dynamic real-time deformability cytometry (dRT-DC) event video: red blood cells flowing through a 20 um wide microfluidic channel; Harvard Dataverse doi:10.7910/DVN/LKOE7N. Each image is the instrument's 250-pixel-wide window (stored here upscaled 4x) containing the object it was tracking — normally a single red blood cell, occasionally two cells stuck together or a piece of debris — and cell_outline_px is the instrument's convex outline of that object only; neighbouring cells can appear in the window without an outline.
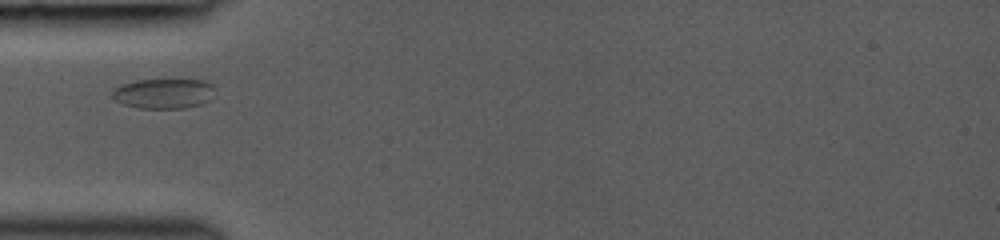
{"species": "common noctule bat (a hibernating species)", "species_latin": "Nyctalus noctula", "temperature_condition": "room temperature", "stored_images_in_passage": 7, "camera_frame_rate_fps": 3000, "um_per_image_px": 0.085, "animal": {"sex": "female", "body_mass_g": 19.0, "forearm_length_mm": 53.3}, "frame": {"image": 1, "passage_image": 1, "time_ms": 0.0, "image_size_px": [1000, 240], "cell_outline_px": [[216, 88], [212, 100], [204, 104], [184, 108], [140, 108], [124, 104], [116, 100], [112, 96], [112, 88], [120, 84], [136, 80], [204, 80], [212, 84]], "centroid_in_image_um": [13.96, 7.95], "position_along_channel_um": 71.0, "area_um2": 18.26}}
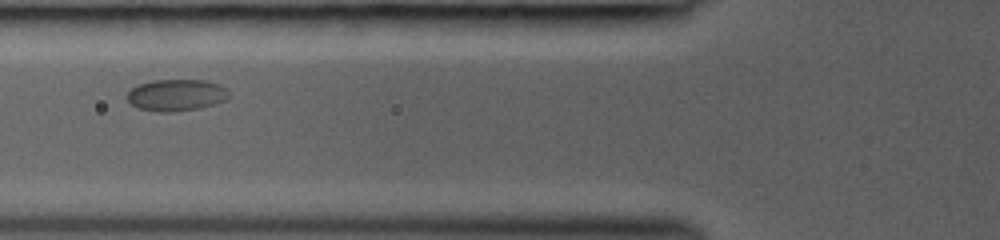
{"frame": {"image": 2, "passage_image": 3, "time_ms": 1.0, "image_size_px": [1000, 240], "cell_outline_px": [[228, 96], [224, 100], [200, 108], [168, 112], [156, 112], [136, 108], [124, 96], [132, 88], [140, 84], [152, 80], [204, 80], [220, 84], [228, 92]], "centroid_in_image_um": [14.93, 8.08], "position_along_channel_um": 110.9, "area_um2": 18.73}}
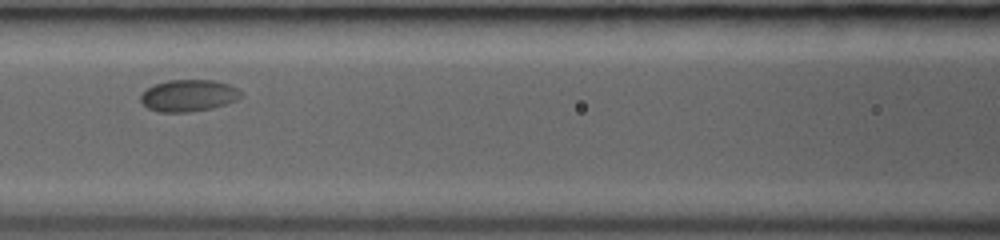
{"frame": {"image": 3, "passage_image": 5, "time_ms": 2.0, "image_size_px": [1000, 240], "cell_outline_px": [[244, 96], [236, 100], [212, 108], [188, 112], [160, 112], [148, 108], [140, 100], [140, 96], [148, 88], [156, 84], [168, 80], [212, 80], [228, 84], [236, 88]], "centroid_in_image_um": [16.03, 8.12], "position_along_channel_um": 150.6, "area_um2": 18.38}}